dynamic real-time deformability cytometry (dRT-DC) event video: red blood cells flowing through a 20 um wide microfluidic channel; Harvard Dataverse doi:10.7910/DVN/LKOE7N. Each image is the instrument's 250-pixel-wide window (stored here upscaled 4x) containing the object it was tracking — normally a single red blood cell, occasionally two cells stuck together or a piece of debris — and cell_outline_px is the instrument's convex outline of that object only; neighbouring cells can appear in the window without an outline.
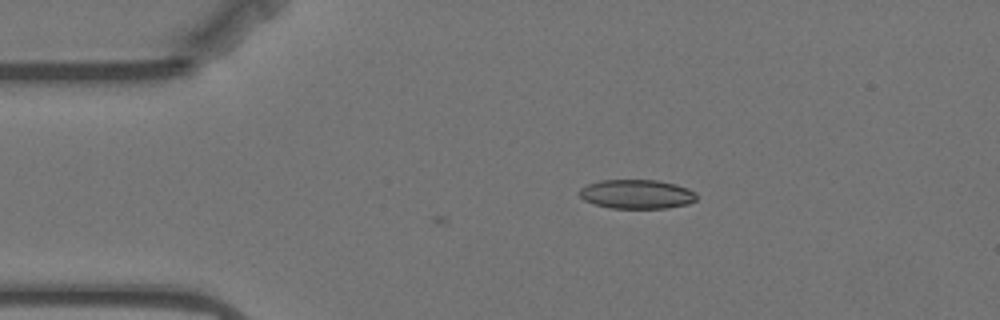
{"species": "Egyptian fruit bat (a non-hibernating species)", "species_latin": "Rousettus aegyptiacus", "temperature_condition": "warm", "stored_images_in_passage": 3, "camera_frame_rate_fps": 3000, "um_per_image_px": 0.085, "animal": {"sex": "female"}, "frame": {"image": 1, "passage_image": 1, "time_ms": 0.0, "image_size_px": [1000, 320], "cell_outline_px": [[696, 200], [688, 204], [668, 208], [608, 208], [584, 200], [580, 196], [580, 188], [588, 184], [600, 180], [656, 180], [676, 184], [688, 188], [696, 192]], "centroid_in_image_um": [54.14, 16.5], "position_along_channel_um": 30.9, "area_um2": 19.94}}